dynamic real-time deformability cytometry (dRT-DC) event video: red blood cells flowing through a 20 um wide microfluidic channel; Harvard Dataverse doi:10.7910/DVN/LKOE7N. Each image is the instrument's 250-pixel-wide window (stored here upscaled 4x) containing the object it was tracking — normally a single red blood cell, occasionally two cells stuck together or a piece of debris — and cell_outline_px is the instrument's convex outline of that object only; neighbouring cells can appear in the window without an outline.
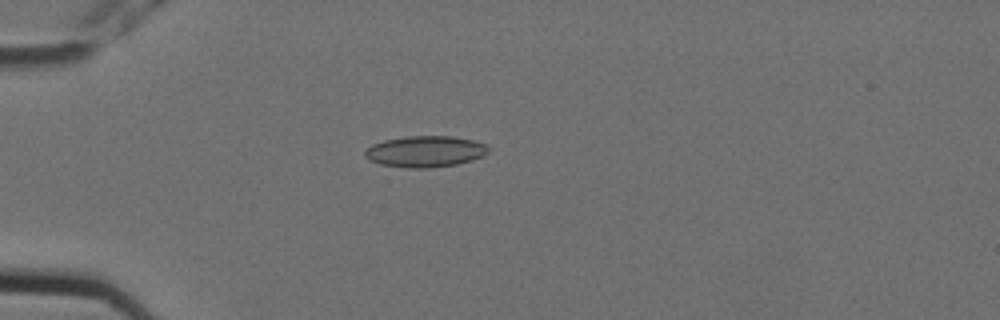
{"species": "Egyptian fruit bat (a non-hibernating species)", "species_latin": "Rousettus aegyptiacus", "temperature_condition": "cold", "stored_images_in_passage": 5, "camera_frame_rate_fps": 3000, "um_per_image_px": 0.085, "animal": {"sex": "female"}, "frame": {"image": 1, "passage_image": 5, "time_ms": 1.333, "image_size_px": [1000, 320], "cell_outline_px": [[492, 148], [488, 152], [472, 160], [456, 164], [428, 168], [408, 168], [380, 164], [368, 160], [364, 156], [364, 152], [372, 144], [384, 140], [408, 136], [452, 136], [472, 140], [488, 144]], "centroid_in_image_um": [36.15, 12.87], "position_along_channel_um": 48.9, "area_um2": 22.54}}